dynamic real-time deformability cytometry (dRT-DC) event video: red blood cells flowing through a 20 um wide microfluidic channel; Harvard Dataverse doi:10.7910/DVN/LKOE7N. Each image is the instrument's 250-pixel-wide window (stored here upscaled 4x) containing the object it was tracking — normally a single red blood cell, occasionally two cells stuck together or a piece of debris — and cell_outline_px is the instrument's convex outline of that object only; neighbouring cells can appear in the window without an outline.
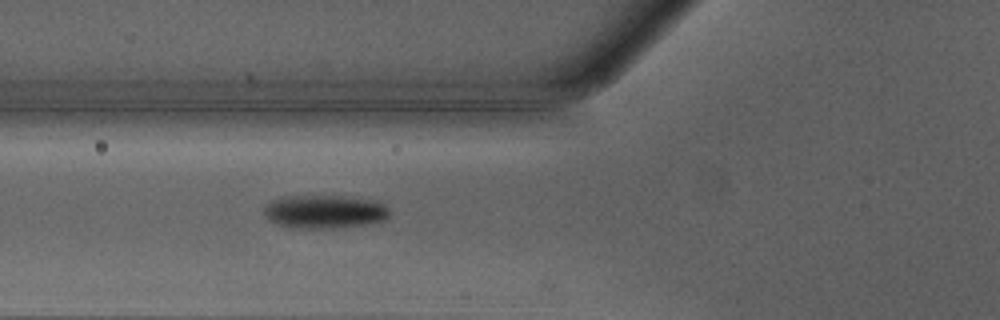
{"species": "Egyptian fruit bat (a non-hibernating species)", "species_latin": "Rousettus aegyptiacus", "temperature_condition": "warm", "stored_images_in_passage": 38, "camera_frame_rate_fps": 3000, "um_per_image_px": 0.085, "animal": {"sex": "male"}, "frame": {"image": 1, "passage_image": 10, "time_ms": 3.0, "image_size_px": [1000, 320], "cell_outline_px": [[392, 212], [384, 220], [364, 224], [332, 228], [288, 228], [268, 220], [264, 216], [264, 204], [272, 200], [284, 196], [340, 196], [380, 200]], "centroid_in_image_um": [27.57, 17.98], "position_along_channel_um": 98.2, "area_um2": 24.74}}
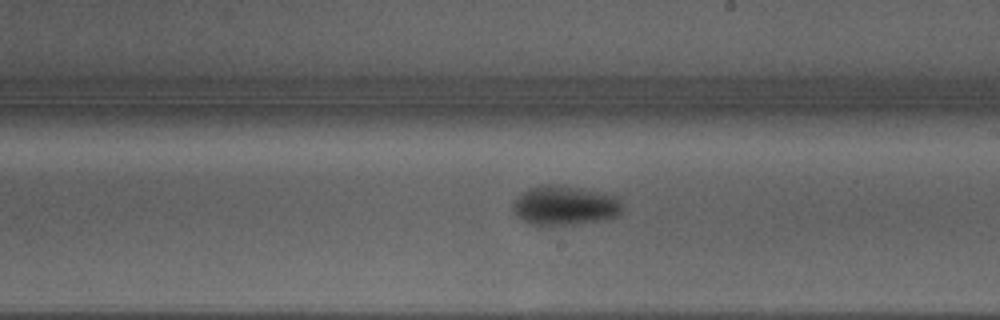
{"frame": {"image": 2, "passage_image": 20, "time_ms": 6.333, "image_size_px": [1000, 320], "cell_outline_px": [[620, 216], [596, 220], [568, 224], [532, 224], [516, 216], [512, 208], [512, 204], [516, 196], [520, 192], [528, 188], [540, 184], [560, 184], [584, 188], [620, 196]], "centroid_in_image_um": [47.97, 17.41], "position_along_channel_um": 241.0, "area_um2": 25.26}}
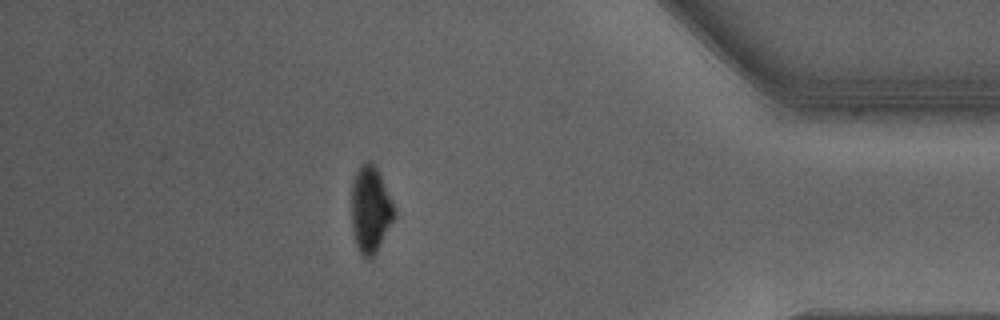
{"frame": {"image": 3, "passage_image": 34, "time_ms": 11.0, "image_size_px": [1000, 320], "cell_outline_px": [[396, 216], [372, 260], [368, 260], [356, 248], [352, 232], [352, 180], [360, 164], [364, 160], [372, 160], [380, 176], [396, 212]], "centroid_in_image_um": [31.47, 17.83], "position_along_channel_um": 403.7, "area_um2": 21.73}, "authors_computed_cell_mechanics": {"area_um2": 23.6691, "velocity_mm_per_s": 4.2787, "shape_relaxation_time_tau1_ms": 4.2908, "shape_relaxation_time_tau2_ms": null, "deformation_change_tau1": 0.1568, "deformation_change_tau2": null}}